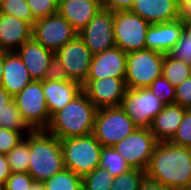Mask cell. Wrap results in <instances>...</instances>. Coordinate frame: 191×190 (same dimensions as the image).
<instances>
[{
	"mask_svg": "<svg viewBox=\"0 0 191 190\" xmlns=\"http://www.w3.org/2000/svg\"><path fill=\"white\" fill-rule=\"evenodd\" d=\"M179 19L188 22L191 20V0H179Z\"/></svg>",
	"mask_w": 191,
	"mask_h": 190,
	"instance_id": "cell-41",
	"label": "cell"
},
{
	"mask_svg": "<svg viewBox=\"0 0 191 190\" xmlns=\"http://www.w3.org/2000/svg\"><path fill=\"white\" fill-rule=\"evenodd\" d=\"M33 80L43 81L54 52L46 49L33 37L16 50Z\"/></svg>",
	"mask_w": 191,
	"mask_h": 190,
	"instance_id": "cell-20",
	"label": "cell"
},
{
	"mask_svg": "<svg viewBox=\"0 0 191 190\" xmlns=\"http://www.w3.org/2000/svg\"><path fill=\"white\" fill-rule=\"evenodd\" d=\"M35 20L57 13L58 0H26Z\"/></svg>",
	"mask_w": 191,
	"mask_h": 190,
	"instance_id": "cell-35",
	"label": "cell"
},
{
	"mask_svg": "<svg viewBox=\"0 0 191 190\" xmlns=\"http://www.w3.org/2000/svg\"><path fill=\"white\" fill-rule=\"evenodd\" d=\"M174 104L191 109V76L188 77L183 83L175 87Z\"/></svg>",
	"mask_w": 191,
	"mask_h": 190,
	"instance_id": "cell-38",
	"label": "cell"
},
{
	"mask_svg": "<svg viewBox=\"0 0 191 190\" xmlns=\"http://www.w3.org/2000/svg\"><path fill=\"white\" fill-rule=\"evenodd\" d=\"M99 168L106 169L113 176L128 172L132 167L117 153L113 147L103 146L101 149Z\"/></svg>",
	"mask_w": 191,
	"mask_h": 190,
	"instance_id": "cell-26",
	"label": "cell"
},
{
	"mask_svg": "<svg viewBox=\"0 0 191 190\" xmlns=\"http://www.w3.org/2000/svg\"><path fill=\"white\" fill-rule=\"evenodd\" d=\"M164 54L143 49L127 53L125 83L128 89L148 88L162 76Z\"/></svg>",
	"mask_w": 191,
	"mask_h": 190,
	"instance_id": "cell-5",
	"label": "cell"
},
{
	"mask_svg": "<svg viewBox=\"0 0 191 190\" xmlns=\"http://www.w3.org/2000/svg\"><path fill=\"white\" fill-rule=\"evenodd\" d=\"M184 22L180 19L159 24H150L147 29L146 49L167 54L181 38Z\"/></svg>",
	"mask_w": 191,
	"mask_h": 190,
	"instance_id": "cell-16",
	"label": "cell"
},
{
	"mask_svg": "<svg viewBox=\"0 0 191 190\" xmlns=\"http://www.w3.org/2000/svg\"><path fill=\"white\" fill-rule=\"evenodd\" d=\"M11 173L28 172L29 134H27L10 152L6 154Z\"/></svg>",
	"mask_w": 191,
	"mask_h": 190,
	"instance_id": "cell-27",
	"label": "cell"
},
{
	"mask_svg": "<svg viewBox=\"0 0 191 190\" xmlns=\"http://www.w3.org/2000/svg\"><path fill=\"white\" fill-rule=\"evenodd\" d=\"M29 150L28 174L34 181L44 182L65 168L60 140L46 130L29 133Z\"/></svg>",
	"mask_w": 191,
	"mask_h": 190,
	"instance_id": "cell-3",
	"label": "cell"
},
{
	"mask_svg": "<svg viewBox=\"0 0 191 190\" xmlns=\"http://www.w3.org/2000/svg\"><path fill=\"white\" fill-rule=\"evenodd\" d=\"M64 167L83 177L99 165L102 145L91 133L60 140Z\"/></svg>",
	"mask_w": 191,
	"mask_h": 190,
	"instance_id": "cell-4",
	"label": "cell"
},
{
	"mask_svg": "<svg viewBox=\"0 0 191 190\" xmlns=\"http://www.w3.org/2000/svg\"><path fill=\"white\" fill-rule=\"evenodd\" d=\"M169 142L191 148V109L185 111L177 131Z\"/></svg>",
	"mask_w": 191,
	"mask_h": 190,
	"instance_id": "cell-34",
	"label": "cell"
},
{
	"mask_svg": "<svg viewBox=\"0 0 191 190\" xmlns=\"http://www.w3.org/2000/svg\"><path fill=\"white\" fill-rule=\"evenodd\" d=\"M26 135L23 132H18L0 127V154L6 155L10 152Z\"/></svg>",
	"mask_w": 191,
	"mask_h": 190,
	"instance_id": "cell-36",
	"label": "cell"
},
{
	"mask_svg": "<svg viewBox=\"0 0 191 190\" xmlns=\"http://www.w3.org/2000/svg\"><path fill=\"white\" fill-rule=\"evenodd\" d=\"M97 110L82 91L51 117L45 130L59 140L89 135L93 132Z\"/></svg>",
	"mask_w": 191,
	"mask_h": 190,
	"instance_id": "cell-2",
	"label": "cell"
},
{
	"mask_svg": "<svg viewBox=\"0 0 191 190\" xmlns=\"http://www.w3.org/2000/svg\"><path fill=\"white\" fill-rule=\"evenodd\" d=\"M33 26L0 12V51L13 52L32 38Z\"/></svg>",
	"mask_w": 191,
	"mask_h": 190,
	"instance_id": "cell-17",
	"label": "cell"
},
{
	"mask_svg": "<svg viewBox=\"0 0 191 190\" xmlns=\"http://www.w3.org/2000/svg\"><path fill=\"white\" fill-rule=\"evenodd\" d=\"M45 190H82V177L64 168L43 182Z\"/></svg>",
	"mask_w": 191,
	"mask_h": 190,
	"instance_id": "cell-25",
	"label": "cell"
},
{
	"mask_svg": "<svg viewBox=\"0 0 191 190\" xmlns=\"http://www.w3.org/2000/svg\"><path fill=\"white\" fill-rule=\"evenodd\" d=\"M139 190H174L171 187L163 185L157 181L145 177L140 185Z\"/></svg>",
	"mask_w": 191,
	"mask_h": 190,
	"instance_id": "cell-43",
	"label": "cell"
},
{
	"mask_svg": "<svg viewBox=\"0 0 191 190\" xmlns=\"http://www.w3.org/2000/svg\"><path fill=\"white\" fill-rule=\"evenodd\" d=\"M77 35L72 25L58 12L36 20L32 28V37L54 53Z\"/></svg>",
	"mask_w": 191,
	"mask_h": 190,
	"instance_id": "cell-11",
	"label": "cell"
},
{
	"mask_svg": "<svg viewBox=\"0 0 191 190\" xmlns=\"http://www.w3.org/2000/svg\"><path fill=\"white\" fill-rule=\"evenodd\" d=\"M0 12L9 16H15L22 21L28 22L32 26L36 21L26 0H1Z\"/></svg>",
	"mask_w": 191,
	"mask_h": 190,
	"instance_id": "cell-31",
	"label": "cell"
},
{
	"mask_svg": "<svg viewBox=\"0 0 191 190\" xmlns=\"http://www.w3.org/2000/svg\"><path fill=\"white\" fill-rule=\"evenodd\" d=\"M33 181L28 172L11 173L2 190H29Z\"/></svg>",
	"mask_w": 191,
	"mask_h": 190,
	"instance_id": "cell-37",
	"label": "cell"
},
{
	"mask_svg": "<svg viewBox=\"0 0 191 190\" xmlns=\"http://www.w3.org/2000/svg\"><path fill=\"white\" fill-rule=\"evenodd\" d=\"M42 85L50 118L83 91V85L73 80H43Z\"/></svg>",
	"mask_w": 191,
	"mask_h": 190,
	"instance_id": "cell-19",
	"label": "cell"
},
{
	"mask_svg": "<svg viewBox=\"0 0 191 190\" xmlns=\"http://www.w3.org/2000/svg\"><path fill=\"white\" fill-rule=\"evenodd\" d=\"M179 0H135L130 9L150 24L179 19Z\"/></svg>",
	"mask_w": 191,
	"mask_h": 190,
	"instance_id": "cell-18",
	"label": "cell"
},
{
	"mask_svg": "<svg viewBox=\"0 0 191 190\" xmlns=\"http://www.w3.org/2000/svg\"><path fill=\"white\" fill-rule=\"evenodd\" d=\"M113 30L114 12L103 7L78 35L95 55L116 46Z\"/></svg>",
	"mask_w": 191,
	"mask_h": 190,
	"instance_id": "cell-12",
	"label": "cell"
},
{
	"mask_svg": "<svg viewBox=\"0 0 191 190\" xmlns=\"http://www.w3.org/2000/svg\"><path fill=\"white\" fill-rule=\"evenodd\" d=\"M145 177V170L132 168L128 172L114 177L110 190H139Z\"/></svg>",
	"mask_w": 191,
	"mask_h": 190,
	"instance_id": "cell-30",
	"label": "cell"
},
{
	"mask_svg": "<svg viewBox=\"0 0 191 190\" xmlns=\"http://www.w3.org/2000/svg\"><path fill=\"white\" fill-rule=\"evenodd\" d=\"M0 127L23 132L25 135L33 131V129L24 120L14 100L6 105V109L2 115V120L0 121Z\"/></svg>",
	"mask_w": 191,
	"mask_h": 190,
	"instance_id": "cell-28",
	"label": "cell"
},
{
	"mask_svg": "<svg viewBox=\"0 0 191 190\" xmlns=\"http://www.w3.org/2000/svg\"><path fill=\"white\" fill-rule=\"evenodd\" d=\"M167 54L175 60L191 64V24L189 22L184 23L181 38Z\"/></svg>",
	"mask_w": 191,
	"mask_h": 190,
	"instance_id": "cell-32",
	"label": "cell"
},
{
	"mask_svg": "<svg viewBox=\"0 0 191 190\" xmlns=\"http://www.w3.org/2000/svg\"><path fill=\"white\" fill-rule=\"evenodd\" d=\"M13 100L33 130H45L50 123L42 81L33 80Z\"/></svg>",
	"mask_w": 191,
	"mask_h": 190,
	"instance_id": "cell-8",
	"label": "cell"
},
{
	"mask_svg": "<svg viewBox=\"0 0 191 190\" xmlns=\"http://www.w3.org/2000/svg\"><path fill=\"white\" fill-rule=\"evenodd\" d=\"M11 170L9 168L7 156L0 154V185L3 186L10 177Z\"/></svg>",
	"mask_w": 191,
	"mask_h": 190,
	"instance_id": "cell-42",
	"label": "cell"
},
{
	"mask_svg": "<svg viewBox=\"0 0 191 190\" xmlns=\"http://www.w3.org/2000/svg\"><path fill=\"white\" fill-rule=\"evenodd\" d=\"M44 80L69 81L71 79L69 78L61 61L54 56L46 70Z\"/></svg>",
	"mask_w": 191,
	"mask_h": 190,
	"instance_id": "cell-39",
	"label": "cell"
},
{
	"mask_svg": "<svg viewBox=\"0 0 191 190\" xmlns=\"http://www.w3.org/2000/svg\"><path fill=\"white\" fill-rule=\"evenodd\" d=\"M127 53L119 47L106 49L93 55L86 80H98L102 78H125Z\"/></svg>",
	"mask_w": 191,
	"mask_h": 190,
	"instance_id": "cell-15",
	"label": "cell"
},
{
	"mask_svg": "<svg viewBox=\"0 0 191 190\" xmlns=\"http://www.w3.org/2000/svg\"><path fill=\"white\" fill-rule=\"evenodd\" d=\"M178 190H191V187H186V188H182V189H178Z\"/></svg>",
	"mask_w": 191,
	"mask_h": 190,
	"instance_id": "cell-47",
	"label": "cell"
},
{
	"mask_svg": "<svg viewBox=\"0 0 191 190\" xmlns=\"http://www.w3.org/2000/svg\"><path fill=\"white\" fill-rule=\"evenodd\" d=\"M3 68H4V52L0 53V86H1V81L3 77Z\"/></svg>",
	"mask_w": 191,
	"mask_h": 190,
	"instance_id": "cell-46",
	"label": "cell"
},
{
	"mask_svg": "<svg viewBox=\"0 0 191 190\" xmlns=\"http://www.w3.org/2000/svg\"><path fill=\"white\" fill-rule=\"evenodd\" d=\"M54 56L61 61L71 80L84 84L93 54L79 35L57 50Z\"/></svg>",
	"mask_w": 191,
	"mask_h": 190,
	"instance_id": "cell-13",
	"label": "cell"
},
{
	"mask_svg": "<svg viewBox=\"0 0 191 190\" xmlns=\"http://www.w3.org/2000/svg\"><path fill=\"white\" fill-rule=\"evenodd\" d=\"M29 190H45L43 182L33 181Z\"/></svg>",
	"mask_w": 191,
	"mask_h": 190,
	"instance_id": "cell-45",
	"label": "cell"
},
{
	"mask_svg": "<svg viewBox=\"0 0 191 190\" xmlns=\"http://www.w3.org/2000/svg\"><path fill=\"white\" fill-rule=\"evenodd\" d=\"M156 144L149 128L137 127L113 148L132 168L146 170Z\"/></svg>",
	"mask_w": 191,
	"mask_h": 190,
	"instance_id": "cell-10",
	"label": "cell"
},
{
	"mask_svg": "<svg viewBox=\"0 0 191 190\" xmlns=\"http://www.w3.org/2000/svg\"><path fill=\"white\" fill-rule=\"evenodd\" d=\"M162 76H164L174 87H177L191 76V64L186 61L175 60L168 54H165L162 66Z\"/></svg>",
	"mask_w": 191,
	"mask_h": 190,
	"instance_id": "cell-24",
	"label": "cell"
},
{
	"mask_svg": "<svg viewBox=\"0 0 191 190\" xmlns=\"http://www.w3.org/2000/svg\"><path fill=\"white\" fill-rule=\"evenodd\" d=\"M165 105L148 88L126 89L120 107L139 128H149Z\"/></svg>",
	"mask_w": 191,
	"mask_h": 190,
	"instance_id": "cell-9",
	"label": "cell"
},
{
	"mask_svg": "<svg viewBox=\"0 0 191 190\" xmlns=\"http://www.w3.org/2000/svg\"><path fill=\"white\" fill-rule=\"evenodd\" d=\"M32 81L33 79L17 52H4L1 86L14 97Z\"/></svg>",
	"mask_w": 191,
	"mask_h": 190,
	"instance_id": "cell-22",
	"label": "cell"
},
{
	"mask_svg": "<svg viewBox=\"0 0 191 190\" xmlns=\"http://www.w3.org/2000/svg\"><path fill=\"white\" fill-rule=\"evenodd\" d=\"M135 0H106L103 7L110 11L130 10Z\"/></svg>",
	"mask_w": 191,
	"mask_h": 190,
	"instance_id": "cell-40",
	"label": "cell"
},
{
	"mask_svg": "<svg viewBox=\"0 0 191 190\" xmlns=\"http://www.w3.org/2000/svg\"><path fill=\"white\" fill-rule=\"evenodd\" d=\"M186 110L180 105L169 104L153 118L149 130L157 142H169L172 139Z\"/></svg>",
	"mask_w": 191,
	"mask_h": 190,
	"instance_id": "cell-23",
	"label": "cell"
},
{
	"mask_svg": "<svg viewBox=\"0 0 191 190\" xmlns=\"http://www.w3.org/2000/svg\"><path fill=\"white\" fill-rule=\"evenodd\" d=\"M102 8L100 0H64L58 4L57 12L79 33Z\"/></svg>",
	"mask_w": 191,
	"mask_h": 190,
	"instance_id": "cell-21",
	"label": "cell"
},
{
	"mask_svg": "<svg viewBox=\"0 0 191 190\" xmlns=\"http://www.w3.org/2000/svg\"><path fill=\"white\" fill-rule=\"evenodd\" d=\"M13 101V96L10 95L2 86H0V121L6 109V105Z\"/></svg>",
	"mask_w": 191,
	"mask_h": 190,
	"instance_id": "cell-44",
	"label": "cell"
},
{
	"mask_svg": "<svg viewBox=\"0 0 191 190\" xmlns=\"http://www.w3.org/2000/svg\"><path fill=\"white\" fill-rule=\"evenodd\" d=\"M136 128L120 106L102 108L96 112L92 134L102 146L113 147Z\"/></svg>",
	"mask_w": 191,
	"mask_h": 190,
	"instance_id": "cell-6",
	"label": "cell"
},
{
	"mask_svg": "<svg viewBox=\"0 0 191 190\" xmlns=\"http://www.w3.org/2000/svg\"><path fill=\"white\" fill-rule=\"evenodd\" d=\"M114 177L106 169L97 167L82 177V190H110Z\"/></svg>",
	"mask_w": 191,
	"mask_h": 190,
	"instance_id": "cell-29",
	"label": "cell"
},
{
	"mask_svg": "<svg viewBox=\"0 0 191 190\" xmlns=\"http://www.w3.org/2000/svg\"><path fill=\"white\" fill-rule=\"evenodd\" d=\"M145 172L174 190L191 187V148L157 142Z\"/></svg>",
	"mask_w": 191,
	"mask_h": 190,
	"instance_id": "cell-1",
	"label": "cell"
},
{
	"mask_svg": "<svg viewBox=\"0 0 191 190\" xmlns=\"http://www.w3.org/2000/svg\"><path fill=\"white\" fill-rule=\"evenodd\" d=\"M150 23L130 10L114 12L115 44L125 53L146 49L145 37Z\"/></svg>",
	"mask_w": 191,
	"mask_h": 190,
	"instance_id": "cell-7",
	"label": "cell"
},
{
	"mask_svg": "<svg viewBox=\"0 0 191 190\" xmlns=\"http://www.w3.org/2000/svg\"><path fill=\"white\" fill-rule=\"evenodd\" d=\"M125 78L85 80L83 91L97 109L119 107L126 92Z\"/></svg>",
	"mask_w": 191,
	"mask_h": 190,
	"instance_id": "cell-14",
	"label": "cell"
},
{
	"mask_svg": "<svg viewBox=\"0 0 191 190\" xmlns=\"http://www.w3.org/2000/svg\"><path fill=\"white\" fill-rule=\"evenodd\" d=\"M164 105L174 104L175 87L164 77H158L148 87Z\"/></svg>",
	"mask_w": 191,
	"mask_h": 190,
	"instance_id": "cell-33",
	"label": "cell"
}]
</instances>
